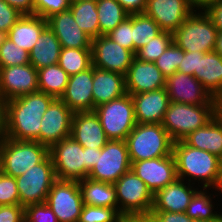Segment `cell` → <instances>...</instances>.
I'll return each instance as SVG.
<instances>
[{"mask_svg": "<svg viewBox=\"0 0 222 222\" xmlns=\"http://www.w3.org/2000/svg\"><path fill=\"white\" fill-rule=\"evenodd\" d=\"M54 99L37 91L8 100L6 137L40 143L41 119Z\"/></svg>", "mask_w": 222, "mask_h": 222, "instance_id": "1", "label": "cell"}, {"mask_svg": "<svg viewBox=\"0 0 222 222\" xmlns=\"http://www.w3.org/2000/svg\"><path fill=\"white\" fill-rule=\"evenodd\" d=\"M173 155L176 162L177 176L180 180L198 179L203 189H216L221 176L222 159L218 156L187 145L183 140L173 143Z\"/></svg>", "mask_w": 222, "mask_h": 222, "instance_id": "2", "label": "cell"}, {"mask_svg": "<svg viewBox=\"0 0 222 222\" xmlns=\"http://www.w3.org/2000/svg\"><path fill=\"white\" fill-rule=\"evenodd\" d=\"M222 105H190L170 102L161 125L175 141L205 126L220 110Z\"/></svg>", "mask_w": 222, "mask_h": 222, "instance_id": "3", "label": "cell"}, {"mask_svg": "<svg viewBox=\"0 0 222 222\" xmlns=\"http://www.w3.org/2000/svg\"><path fill=\"white\" fill-rule=\"evenodd\" d=\"M173 143L161 124L152 123H137L126 138L131 163L171 155Z\"/></svg>", "mask_w": 222, "mask_h": 222, "instance_id": "4", "label": "cell"}, {"mask_svg": "<svg viewBox=\"0 0 222 222\" xmlns=\"http://www.w3.org/2000/svg\"><path fill=\"white\" fill-rule=\"evenodd\" d=\"M49 148L37 141H19L5 137L0 140V171L18 177L41 163Z\"/></svg>", "mask_w": 222, "mask_h": 222, "instance_id": "5", "label": "cell"}, {"mask_svg": "<svg viewBox=\"0 0 222 222\" xmlns=\"http://www.w3.org/2000/svg\"><path fill=\"white\" fill-rule=\"evenodd\" d=\"M114 186L118 212L123 217L143 218L152 211L154 194L133 170L123 174Z\"/></svg>", "mask_w": 222, "mask_h": 222, "instance_id": "6", "label": "cell"}, {"mask_svg": "<svg viewBox=\"0 0 222 222\" xmlns=\"http://www.w3.org/2000/svg\"><path fill=\"white\" fill-rule=\"evenodd\" d=\"M173 42L184 51H214L217 28L205 11H194L173 33Z\"/></svg>", "mask_w": 222, "mask_h": 222, "instance_id": "7", "label": "cell"}, {"mask_svg": "<svg viewBox=\"0 0 222 222\" xmlns=\"http://www.w3.org/2000/svg\"><path fill=\"white\" fill-rule=\"evenodd\" d=\"M109 140H126L136 126L134 104L130 94L94 108Z\"/></svg>", "mask_w": 222, "mask_h": 222, "instance_id": "8", "label": "cell"}, {"mask_svg": "<svg viewBox=\"0 0 222 222\" xmlns=\"http://www.w3.org/2000/svg\"><path fill=\"white\" fill-rule=\"evenodd\" d=\"M57 180L52 159L48 155L41 163L16 177L20 196V205L44 203L47 195Z\"/></svg>", "mask_w": 222, "mask_h": 222, "instance_id": "9", "label": "cell"}, {"mask_svg": "<svg viewBox=\"0 0 222 222\" xmlns=\"http://www.w3.org/2000/svg\"><path fill=\"white\" fill-rule=\"evenodd\" d=\"M58 180L80 181L86 178V148L71 136L49 148Z\"/></svg>", "mask_w": 222, "mask_h": 222, "instance_id": "10", "label": "cell"}, {"mask_svg": "<svg viewBox=\"0 0 222 222\" xmlns=\"http://www.w3.org/2000/svg\"><path fill=\"white\" fill-rule=\"evenodd\" d=\"M131 169L126 140H109L98 149V159L89 171L88 178L108 183H115Z\"/></svg>", "mask_w": 222, "mask_h": 222, "instance_id": "11", "label": "cell"}, {"mask_svg": "<svg viewBox=\"0 0 222 222\" xmlns=\"http://www.w3.org/2000/svg\"><path fill=\"white\" fill-rule=\"evenodd\" d=\"M45 203L51 208L59 222H78L84 205L78 181L57 179Z\"/></svg>", "mask_w": 222, "mask_h": 222, "instance_id": "12", "label": "cell"}, {"mask_svg": "<svg viewBox=\"0 0 222 222\" xmlns=\"http://www.w3.org/2000/svg\"><path fill=\"white\" fill-rule=\"evenodd\" d=\"M165 88L170 102L190 105H222L194 76L180 71L166 78Z\"/></svg>", "mask_w": 222, "mask_h": 222, "instance_id": "13", "label": "cell"}, {"mask_svg": "<svg viewBox=\"0 0 222 222\" xmlns=\"http://www.w3.org/2000/svg\"><path fill=\"white\" fill-rule=\"evenodd\" d=\"M92 65L105 71L125 75L135 55L106 35L92 39Z\"/></svg>", "mask_w": 222, "mask_h": 222, "instance_id": "14", "label": "cell"}, {"mask_svg": "<svg viewBox=\"0 0 222 222\" xmlns=\"http://www.w3.org/2000/svg\"><path fill=\"white\" fill-rule=\"evenodd\" d=\"M74 112L61 100L54 99L43 114L40 126V144L50 148L71 135Z\"/></svg>", "mask_w": 222, "mask_h": 222, "instance_id": "15", "label": "cell"}, {"mask_svg": "<svg viewBox=\"0 0 222 222\" xmlns=\"http://www.w3.org/2000/svg\"><path fill=\"white\" fill-rule=\"evenodd\" d=\"M131 170L143 180L153 194L178 179L173 153L165 157L132 162Z\"/></svg>", "mask_w": 222, "mask_h": 222, "instance_id": "16", "label": "cell"}, {"mask_svg": "<svg viewBox=\"0 0 222 222\" xmlns=\"http://www.w3.org/2000/svg\"><path fill=\"white\" fill-rule=\"evenodd\" d=\"M37 91L38 72L30 63L0 68V95L5 100Z\"/></svg>", "mask_w": 222, "mask_h": 222, "instance_id": "17", "label": "cell"}, {"mask_svg": "<svg viewBox=\"0 0 222 222\" xmlns=\"http://www.w3.org/2000/svg\"><path fill=\"white\" fill-rule=\"evenodd\" d=\"M194 11L190 0H147L143 13L173 33Z\"/></svg>", "mask_w": 222, "mask_h": 222, "instance_id": "18", "label": "cell"}, {"mask_svg": "<svg viewBox=\"0 0 222 222\" xmlns=\"http://www.w3.org/2000/svg\"><path fill=\"white\" fill-rule=\"evenodd\" d=\"M166 77L154 62L133 58L125 74V86L128 94H138L159 90L165 87Z\"/></svg>", "mask_w": 222, "mask_h": 222, "instance_id": "19", "label": "cell"}, {"mask_svg": "<svg viewBox=\"0 0 222 222\" xmlns=\"http://www.w3.org/2000/svg\"><path fill=\"white\" fill-rule=\"evenodd\" d=\"M93 65L85 71L69 76L61 100L74 112L93 111Z\"/></svg>", "mask_w": 222, "mask_h": 222, "instance_id": "20", "label": "cell"}, {"mask_svg": "<svg viewBox=\"0 0 222 222\" xmlns=\"http://www.w3.org/2000/svg\"><path fill=\"white\" fill-rule=\"evenodd\" d=\"M134 104L136 123L161 124L170 103L166 88L130 94Z\"/></svg>", "mask_w": 222, "mask_h": 222, "instance_id": "21", "label": "cell"}, {"mask_svg": "<svg viewBox=\"0 0 222 222\" xmlns=\"http://www.w3.org/2000/svg\"><path fill=\"white\" fill-rule=\"evenodd\" d=\"M70 136L83 148L101 149L109 141L94 111L73 114Z\"/></svg>", "mask_w": 222, "mask_h": 222, "instance_id": "22", "label": "cell"}, {"mask_svg": "<svg viewBox=\"0 0 222 222\" xmlns=\"http://www.w3.org/2000/svg\"><path fill=\"white\" fill-rule=\"evenodd\" d=\"M47 22L61 48H91L92 39L75 22L70 9L52 15Z\"/></svg>", "mask_w": 222, "mask_h": 222, "instance_id": "23", "label": "cell"}, {"mask_svg": "<svg viewBox=\"0 0 222 222\" xmlns=\"http://www.w3.org/2000/svg\"><path fill=\"white\" fill-rule=\"evenodd\" d=\"M184 183V180L177 179L175 182L161 188L154 194L153 208L151 212H186V209L198 191Z\"/></svg>", "mask_w": 222, "mask_h": 222, "instance_id": "24", "label": "cell"}, {"mask_svg": "<svg viewBox=\"0 0 222 222\" xmlns=\"http://www.w3.org/2000/svg\"><path fill=\"white\" fill-rule=\"evenodd\" d=\"M127 94L125 75L93 66V111L95 107Z\"/></svg>", "mask_w": 222, "mask_h": 222, "instance_id": "25", "label": "cell"}, {"mask_svg": "<svg viewBox=\"0 0 222 222\" xmlns=\"http://www.w3.org/2000/svg\"><path fill=\"white\" fill-rule=\"evenodd\" d=\"M187 145L222 159V109L203 127L182 139Z\"/></svg>", "mask_w": 222, "mask_h": 222, "instance_id": "26", "label": "cell"}, {"mask_svg": "<svg viewBox=\"0 0 222 222\" xmlns=\"http://www.w3.org/2000/svg\"><path fill=\"white\" fill-rule=\"evenodd\" d=\"M198 81L222 104V57L214 51L199 54Z\"/></svg>", "mask_w": 222, "mask_h": 222, "instance_id": "27", "label": "cell"}, {"mask_svg": "<svg viewBox=\"0 0 222 222\" xmlns=\"http://www.w3.org/2000/svg\"><path fill=\"white\" fill-rule=\"evenodd\" d=\"M48 26L46 19L37 15H22L8 32V38L23 50L32 51L42 31Z\"/></svg>", "mask_w": 222, "mask_h": 222, "instance_id": "28", "label": "cell"}, {"mask_svg": "<svg viewBox=\"0 0 222 222\" xmlns=\"http://www.w3.org/2000/svg\"><path fill=\"white\" fill-rule=\"evenodd\" d=\"M61 44L54 32L47 26L29 53L30 64L35 69L48 67L59 62Z\"/></svg>", "mask_w": 222, "mask_h": 222, "instance_id": "29", "label": "cell"}, {"mask_svg": "<svg viewBox=\"0 0 222 222\" xmlns=\"http://www.w3.org/2000/svg\"><path fill=\"white\" fill-rule=\"evenodd\" d=\"M78 183L85 205L110 207L118 211L116 189L113 183L95 181L88 177Z\"/></svg>", "mask_w": 222, "mask_h": 222, "instance_id": "30", "label": "cell"}, {"mask_svg": "<svg viewBox=\"0 0 222 222\" xmlns=\"http://www.w3.org/2000/svg\"><path fill=\"white\" fill-rule=\"evenodd\" d=\"M38 72V89L47 95L60 99L63 95L69 75L57 64L40 68Z\"/></svg>", "mask_w": 222, "mask_h": 222, "instance_id": "31", "label": "cell"}, {"mask_svg": "<svg viewBox=\"0 0 222 222\" xmlns=\"http://www.w3.org/2000/svg\"><path fill=\"white\" fill-rule=\"evenodd\" d=\"M69 9L75 22L91 39L100 36L96 0L71 3Z\"/></svg>", "mask_w": 222, "mask_h": 222, "instance_id": "32", "label": "cell"}, {"mask_svg": "<svg viewBox=\"0 0 222 222\" xmlns=\"http://www.w3.org/2000/svg\"><path fill=\"white\" fill-rule=\"evenodd\" d=\"M100 35H106L129 17L116 0H96Z\"/></svg>", "mask_w": 222, "mask_h": 222, "instance_id": "33", "label": "cell"}, {"mask_svg": "<svg viewBox=\"0 0 222 222\" xmlns=\"http://www.w3.org/2000/svg\"><path fill=\"white\" fill-rule=\"evenodd\" d=\"M163 30L149 16L144 13L132 14L133 54L149 43Z\"/></svg>", "mask_w": 222, "mask_h": 222, "instance_id": "34", "label": "cell"}, {"mask_svg": "<svg viewBox=\"0 0 222 222\" xmlns=\"http://www.w3.org/2000/svg\"><path fill=\"white\" fill-rule=\"evenodd\" d=\"M58 65L69 76L85 71L92 66V49L61 48Z\"/></svg>", "mask_w": 222, "mask_h": 222, "instance_id": "35", "label": "cell"}, {"mask_svg": "<svg viewBox=\"0 0 222 222\" xmlns=\"http://www.w3.org/2000/svg\"><path fill=\"white\" fill-rule=\"evenodd\" d=\"M206 194L207 189H200L194 194L186 209V215L192 220H222V214L213 211L211 194Z\"/></svg>", "mask_w": 222, "mask_h": 222, "instance_id": "36", "label": "cell"}, {"mask_svg": "<svg viewBox=\"0 0 222 222\" xmlns=\"http://www.w3.org/2000/svg\"><path fill=\"white\" fill-rule=\"evenodd\" d=\"M173 42L172 32L162 31L154 37L149 43L140 48L135 53V58L146 61L155 62Z\"/></svg>", "mask_w": 222, "mask_h": 222, "instance_id": "37", "label": "cell"}, {"mask_svg": "<svg viewBox=\"0 0 222 222\" xmlns=\"http://www.w3.org/2000/svg\"><path fill=\"white\" fill-rule=\"evenodd\" d=\"M123 218L115 208L84 204L78 222H120Z\"/></svg>", "mask_w": 222, "mask_h": 222, "instance_id": "38", "label": "cell"}, {"mask_svg": "<svg viewBox=\"0 0 222 222\" xmlns=\"http://www.w3.org/2000/svg\"><path fill=\"white\" fill-rule=\"evenodd\" d=\"M183 56L184 50L172 42L154 63L161 73L167 78L177 72Z\"/></svg>", "mask_w": 222, "mask_h": 222, "instance_id": "39", "label": "cell"}, {"mask_svg": "<svg viewBox=\"0 0 222 222\" xmlns=\"http://www.w3.org/2000/svg\"><path fill=\"white\" fill-rule=\"evenodd\" d=\"M29 63V52L14 44L9 38L0 47V68Z\"/></svg>", "mask_w": 222, "mask_h": 222, "instance_id": "40", "label": "cell"}, {"mask_svg": "<svg viewBox=\"0 0 222 222\" xmlns=\"http://www.w3.org/2000/svg\"><path fill=\"white\" fill-rule=\"evenodd\" d=\"M0 205H20V196L15 177L0 171Z\"/></svg>", "mask_w": 222, "mask_h": 222, "instance_id": "41", "label": "cell"}, {"mask_svg": "<svg viewBox=\"0 0 222 222\" xmlns=\"http://www.w3.org/2000/svg\"><path fill=\"white\" fill-rule=\"evenodd\" d=\"M106 36L133 53L132 14Z\"/></svg>", "mask_w": 222, "mask_h": 222, "instance_id": "42", "label": "cell"}, {"mask_svg": "<svg viewBox=\"0 0 222 222\" xmlns=\"http://www.w3.org/2000/svg\"><path fill=\"white\" fill-rule=\"evenodd\" d=\"M69 0H33L34 15L48 19L56 13L68 10Z\"/></svg>", "mask_w": 222, "mask_h": 222, "instance_id": "43", "label": "cell"}, {"mask_svg": "<svg viewBox=\"0 0 222 222\" xmlns=\"http://www.w3.org/2000/svg\"><path fill=\"white\" fill-rule=\"evenodd\" d=\"M24 215L33 222H59L56 215L45 202L26 206L24 208Z\"/></svg>", "mask_w": 222, "mask_h": 222, "instance_id": "44", "label": "cell"}, {"mask_svg": "<svg viewBox=\"0 0 222 222\" xmlns=\"http://www.w3.org/2000/svg\"><path fill=\"white\" fill-rule=\"evenodd\" d=\"M17 9L0 0V30L9 32L12 26L22 17Z\"/></svg>", "mask_w": 222, "mask_h": 222, "instance_id": "45", "label": "cell"}, {"mask_svg": "<svg viewBox=\"0 0 222 222\" xmlns=\"http://www.w3.org/2000/svg\"><path fill=\"white\" fill-rule=\"evenodd\" d=\"M145 222H192L185 212H150L143 217Z\"/></svg>", "mask_w": 222, "mask_h": 222, "instance_id": "46", "label": "cell"}, {"mask_svg": "<svg viewBox=\"0 0 222 222\" xmlns=\"http://www.w3.org/2000/svg\"><path fill=\"white\" fill-rule=\"evenodd\" d=\"M199 54L204 53L198 51H184L183 59L179 64L177 71L194 76L198 80Z\"/></svg>", "mask_w": 222, "mask_h": 222, "instance_id": "47", "label": "cell"}, {"mask_svg": "<svg viewBox=\"0 0 222 222\" xmlns=\"http://www.w3.org/2000/svg\"><path fill=\"white\" fill-rule=\"evenodd\" d=\"M23 216L21 205H0V222H19Z\"/></svg>", "mask_w": 222, "mask_h": 222, "instance_id": "48", "label": "cell"}, {"mask_svg": "<svg viewBox=\"0 0 222 222\" xmlns=\"http://www.w3.org/2000/svg\"><path fill=\"white\" fill-rule=\"evenodd\" d=\"M129 14L143 13L147 0H116Z\"/></svg>", "mask_w": 222, "mask_h": 222, "instance_id": "49", "label": "cell"}, {"mask_svg": "<svg viewBox=\"0 0 222 222\" xmlns=\"http://www.w3.org/2000/svg\"><path fill=\"white\" fill-rule=\"evenodd\" d=\"M23 15H34L33 0H3Z\"/></svg>", "mask_w": 222, "mask_h": 222, "instance_id": "50", "label": "cell"}, {"mask_svg": "<svg viewBox=\"0 0 222 222\" xmlns=\"http://www.w3.org/2000/svg\"><path fill=\"white\" fill-rule=\"evenodd\" d=\"M205 12L212 19L217 30L222 31V0L213 4Z\"/></svg>", "mask_w": 222, "mask_h": 222, "instance_id": "51", "label": "cell"}, {"mask_svg": "<svg viewBox=\"0 0 222 222\" xmlns=\"http://www.w3.org/2000/svg\"><path fill=\"white\" fill-rule=\"evenodd\" d=\"M7 100L0 95V140L7 135Z\"/></svg>", "mask_w": 222, "mask_h": 222, "instance_id": "52", "label": "cell"}, {"mask_svg": "<svg viewBox=\"0 0 222 222\" xmlns=\"http://www.w3.org/2000/svg\"><path fill=\"white\" fill-rule=\"evenodd\" d=\"M98 159V149L86 148V178Z\"/></svg>", "mask_w": 222, "mask_h": 222, "instance_id": "53", "label": "cell"}, {"mask_svg": "<svg viewBox=\"0 0 222 222\" xmlns=\"http://www.w3.org/2000/svg\"><path fill=\"white\" fill-rule=\"evenodd\" d=\"M221 0H190L191 5L195 11H206L213 4L220 2ZM201 9V10H200Z\"/></svg>", "mask_w": 222, "mask_h": 222, "instance_id": "54", "label": "cell"}, {"mask_svg": "<svg viewBox=\"0 0 222 222\" xmlns=\"http://www.w3.org/2000/svg\"><path fill=\"white\" fill-rule=\"evenodd\" d=\"M214 52L222 57V31H218Z\"/></svg>", "mask_w": 222, "mask_h": 222, "instance_id": "55", "label": "cell"}, {"mask_svg": "<svg viewBox=\"0 0 222 222\" xmlns=\"http://www.w3.org/2000/svg\"><path fill=\"white\" fill-rule=\"evenodd\" d=\"M7 39H8V32L0 30V47L5 43Z\"/></svg>", "mask_w": 222, "mask_h": 222, "instance_id": "56", "label": "cell"}, {"mask_svg": "<svg viewBox=\"0 0 222 222\" xmlns=\"http://www.w3.org/2000/svg\"><path fill=\"white\" fill-rule=\"evenodd\" d=\"M120 222H145L143 218H129L124 217Z\"/></svg>", "mask_w": 222, "mask_h": 222, "instance_id": "57", "label": "cell"}, {"mask_svg": "<svg viewBox=\"0 0 222 222\" xmlns=\"http://www.w3.org/2000/svg\"><path fill=\"white\" fill-rule=\"evenodd\" d=\"M215 190H217L220 194L222 193V170H221V176H220L219 184H218V186Z\"/></svg>", "mask_w": 222, "mask_h": 222, "instance_id": "58", "label": "cell"}, {"mask_svg": "<svg viewBox=\"0 0 222 222\" xmlns=\"http://www.w3.org/2000/svg\"><path fill=\"white\" fill-rule=\"evenodd\" d=\"M192 222H222V220H192Z\"/></svg>", "mask_w": 222, "mask_h": 222, "instance_id": "59", "label": "cell"}, {"mask_svg": "<svg viewBox=\"0 0 222 222\" xmlns=\"http://www.w3.org/2000/svg\"><path fill=\"white\" fill-rule=\"evenodd\" d=\"M19 222H33L26 215H24Z\"/></svg>", "mask_w": 222, "mask_h": 222, "instance_id": "60", "label": "cell"}, {"mask_svg": "<svg viewBox=\"0 0 222 222\" xmlns=\"http://www.w3.org/2000/svg\"><path fill=\"white\" fill-rule=\"evenodd\" d=\"M70 3H76V2H79V1H89V0H69Z\"/></svg>", "mask_w": 222, "mask_h": 222, "instance_id": "61", "label": "cell"}]
</instances>
